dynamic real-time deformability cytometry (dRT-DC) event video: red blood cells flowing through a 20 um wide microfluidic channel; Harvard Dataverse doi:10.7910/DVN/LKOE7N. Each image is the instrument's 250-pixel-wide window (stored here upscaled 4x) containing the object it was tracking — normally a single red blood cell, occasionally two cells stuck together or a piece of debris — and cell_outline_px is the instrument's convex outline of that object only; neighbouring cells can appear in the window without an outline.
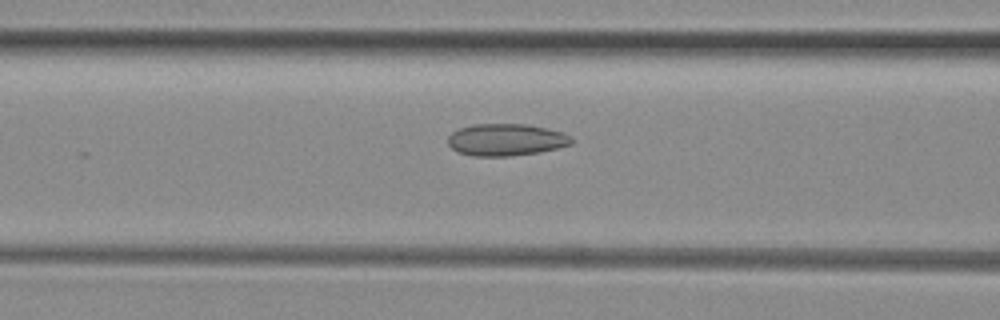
{"species": "common noctule bat (a hibernating species)", "species_latin": "Nyctalus noctula", "temperature_condition": "room temperature", "stored_images_in_passage": 38, "camera_frame_rate_fps": 3000, "um_per_image_px": 0.085, "animal": {"sex": "female", "body_mass_g": 29.2, "forearm_length_mm": 56.3}, "frame": {"image": 1, "passage_image": 7, "time_ms": 2.0, "image_size_px": [1000, 320], "cell_outline_px": [[572, 144], [540, 152], [508, 156], [472, 156], [456, 152], [448, 144], [448, 136], [452, 132], [460, 128], [472, 124], [528, 124], [560, 132], [568, 136], [572, 140]], "centroid_in_image_um": [42.95, 11.88], "position_along_channel_um": 123.7, "area_um2": 22.95}}
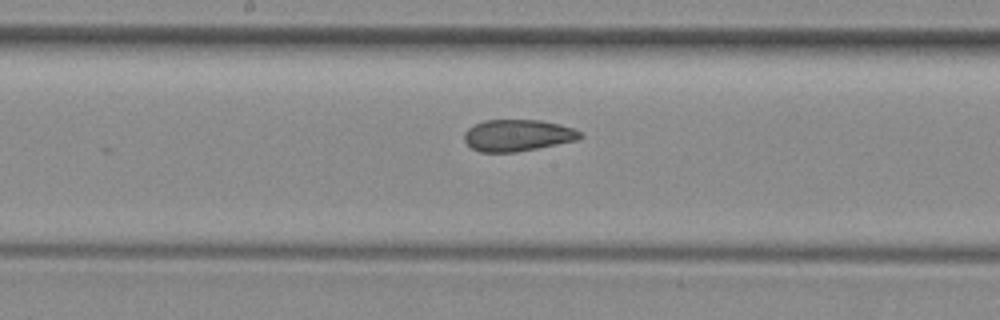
{"frame": {"image": 2, "passage_image": 13, "time_ms": 4.0, "image_size_px": [1000, 320], "cell_outline_px": [[584, 136], [576, 140], [516, 152], [480, 152], [472, 148], [464, 140], [464, 132], [468, 128], [484, 120], [540, 120], [560, 124], [584, 132]], "centroid_in_image_um": [44.0, 11.5], "position_along_channel_um": 204.2, "area_um2": 21.33}}
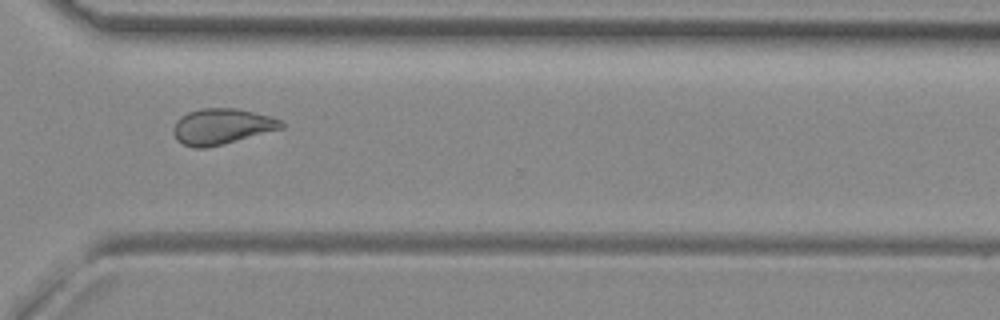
{"frame": {"image": 3, "passage_image": 24, "time_ms": 7.667, "image_size_px": [1000, 320], "cell_outline_px": [[284, 128], [204, 148], [192, 148], [176, 140], [172, 132], [172, 128], [176, 120], [180, 116], [188, 112], [200, 108], [236, 108], [268, 116], [280, 120], [284, 124]], "centroid_in_image_um": [18.78, 10.74], "position_along_channel_um": 351.8, "area_um2": 22.31}, "authors_computed_cell_mechanics": {"area_um2": 22.9177, "velocity_mm_per_s": 4.0198, "shape_relaxation_time_tau1_ms": null, "shape_relaxation_time_tau2_ms": 2.595, "deformation_change_tau1": null, "deformation_change_tau2": 0.0891}}